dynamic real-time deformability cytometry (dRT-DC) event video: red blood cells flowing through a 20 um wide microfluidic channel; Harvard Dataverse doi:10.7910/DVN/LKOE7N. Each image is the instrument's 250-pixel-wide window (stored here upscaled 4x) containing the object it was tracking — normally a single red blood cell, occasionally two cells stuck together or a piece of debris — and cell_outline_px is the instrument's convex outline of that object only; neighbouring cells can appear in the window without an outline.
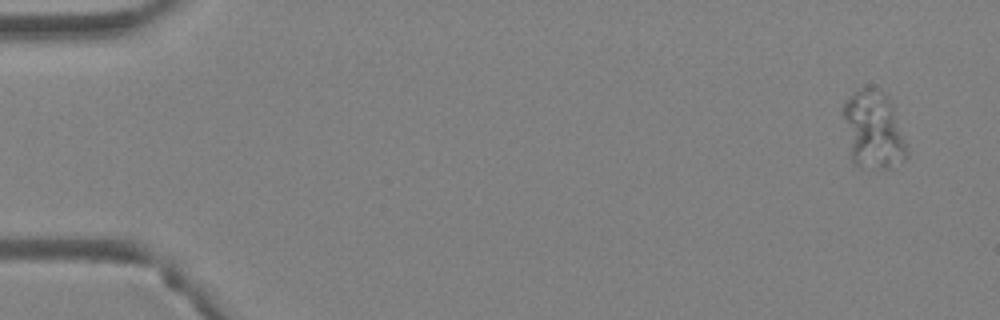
{"species": "Egyptian fruit bat (a non-hibernating species)", "species_latin": "Rousettus aegyptiacus", "temperature_condition": "warm", "stored_images_in_passage": 5, "camera_frame_rate_fps": 3000, "um_per_image_px": 0.085, "animal": {"sex": "female"}, "frame": {"image": 1, "passage_image": 1, "time_ms": 0.0, "image_size_px": [1000, 320], "cell_outline_px": [[908, 156], [904, 160], [888, 168], [880, 168], [852, 164], [844, 120], [844, 104], [848, 96], [860, 88], [872, 88], [888, 96], [892, 104], [908, 148]], "centroid_in_image_um": [74.25, 11.05], "position_along_channel_um": 10.8, "area_um2": 28.44}}